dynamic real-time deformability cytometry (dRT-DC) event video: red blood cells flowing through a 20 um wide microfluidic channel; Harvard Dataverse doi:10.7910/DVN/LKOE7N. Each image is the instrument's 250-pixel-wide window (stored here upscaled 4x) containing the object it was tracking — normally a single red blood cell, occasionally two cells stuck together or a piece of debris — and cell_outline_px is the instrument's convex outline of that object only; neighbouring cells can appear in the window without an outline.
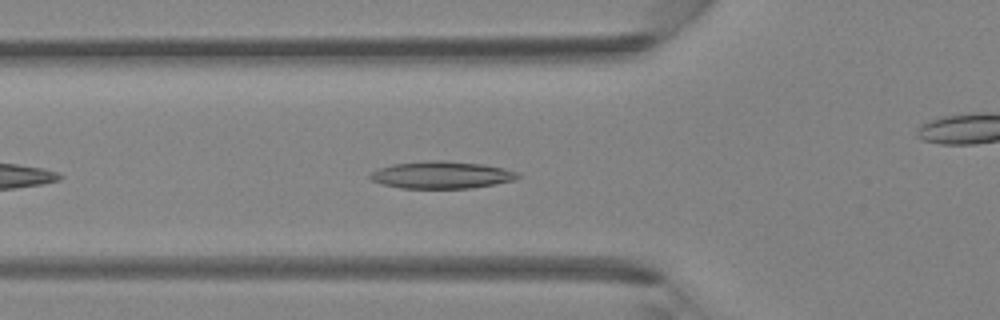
{"species": "Egyptian fruit bat (a non-hibernating species)", "species_latin": "Rousettus aegyptiacus", "temperature_condition": "room temperature", "stored_images_in_passage": 35, "camera_frame_rate_fps": 3000, "um_per_image_px": 0.085, "animal": {"sex": "female"}, "frame": {"image": 1, "passage_image": 5, "time_ms": 1.333, "image_size_px": [1000, 320], "cell_outline_px": [[520, 176], [516, 180], [472, 188], [400, 188], [384, 184], [372, 180], [368, 176], [372, 172], [380, 168], [392, 164], [432, 160], [444, 160], [484, 164], [504, 168], [516, 172]], "centroid_in_image_um": [37.56, 14.86], "position_along_channel_um": 88.2, "area_um2": 23.35}}
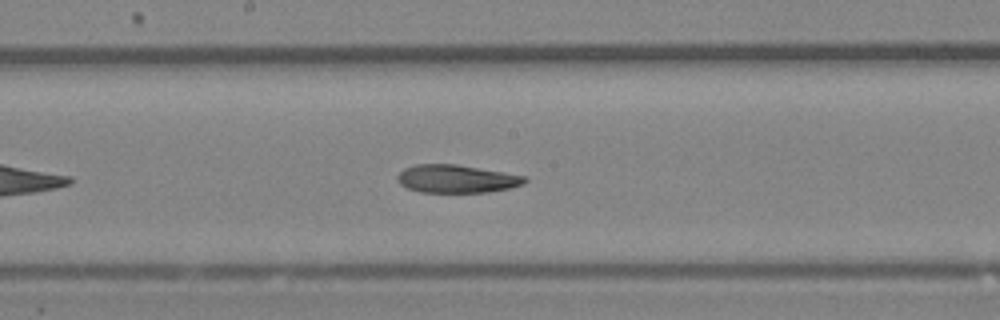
{"frame": {"image": 2, "passage_image": 13, "time_ms": 4.0, "image_size_px": [1000, 320], "cell_outline_px": [[528, 180], [524, 184], [508, 188], [488, 192], [420, 192], [408, 188], [400, 184], [396, 180], [396, 176], [404, 168], [416, 164], [456, 164], [524, 176]], "centroid_in_image_um": [38.76, 15.2], "position_along_channel_um": 209.4, "area_um2": 20.63}}
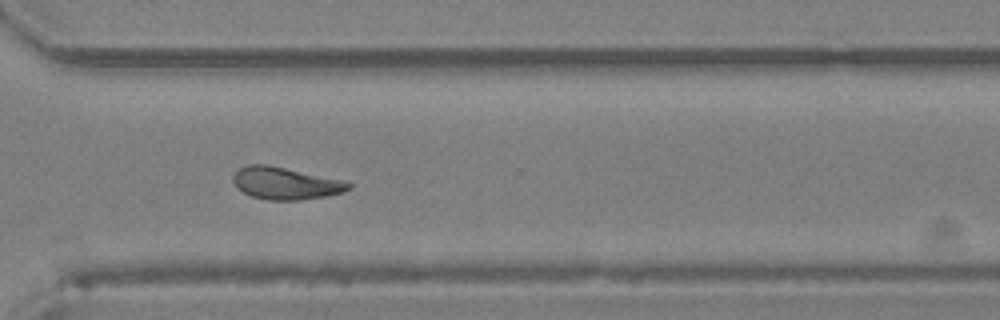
{"frame": {"image": 3, "passage_image": 22, "time_ms": 7.0, "image_size_px": [1000, 320], "cell_outline_px": [[352, 188], [344, 192], [324, 196], [300, 200], [268, 200], [252, 196], [236, 188], [232, 180], [232, 176], [240, 168], [248, 164], [268, 164], [340, 180], [352, 184]], "centroid_in_image_um": [24.23, 15.58], "position_along_channel_um": 346.4, "area_um2": 21.5}}